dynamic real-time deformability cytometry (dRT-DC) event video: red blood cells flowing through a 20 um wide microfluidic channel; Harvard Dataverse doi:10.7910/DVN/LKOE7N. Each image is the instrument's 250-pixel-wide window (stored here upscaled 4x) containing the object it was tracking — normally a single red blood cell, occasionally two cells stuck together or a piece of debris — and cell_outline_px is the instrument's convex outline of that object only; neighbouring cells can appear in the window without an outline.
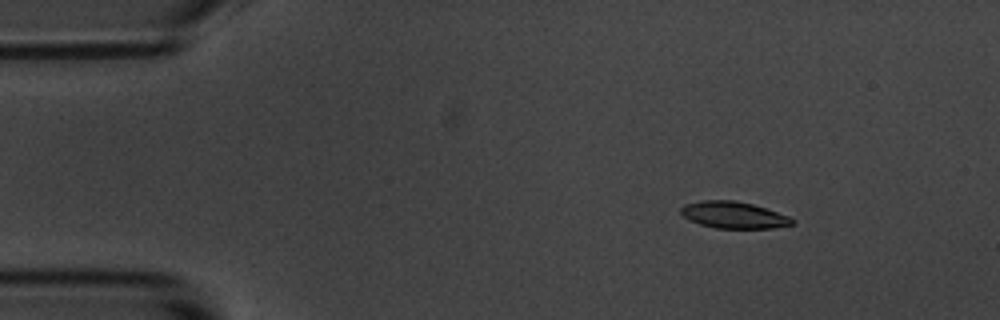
{"species": "common noctule bat (a hibernating species)", "species_latin": "Nyctalus noctula", "temperature_condition": "room temperature", "stored_images_in_passage": 5, "camera_frame_rate_fps": 3000, "um_per_image_px": 0.085, "animal": {"sex": "male", "body_mass_g": 20.1, "forearm_length_mm": 53.5}, "frame": {"image": 1, "passage_image": 3, "time_ms": 2.333, "image_size_px": [1000, 320], "cell_outline_px": [[796, 224], [772, 228], [716, 228], [700, 224], [688, 220], [680, 212], [680, 208], [684, 204], [704, 200], [736, 200], [752, 204], [788, 216], [796, 220]], "centroid_in_image_um": [62.36, 18.27], "position_along_channel_um": 22.6, "area_um2": 17.34}}
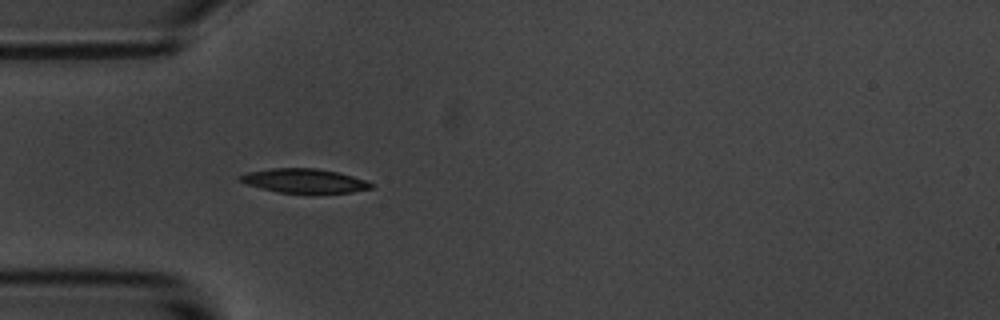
{"frame": {"image": 2, "passage_image": 5, "time_ms": 5.333, "image_size_px": [1000, 320], "cell_outline_px": [[372, 188], [352, 192], [280, 192], [260, 188], [248, 184], [240, 180], [240, 176], [248, 172], [272, 168], [316, 168], [340, 172], [364, 180], [372, 184]], "centroid_in_image_um": [25.87, 15.35], "position_along_channel_um": 59.1, "area_um2": 17.98}}